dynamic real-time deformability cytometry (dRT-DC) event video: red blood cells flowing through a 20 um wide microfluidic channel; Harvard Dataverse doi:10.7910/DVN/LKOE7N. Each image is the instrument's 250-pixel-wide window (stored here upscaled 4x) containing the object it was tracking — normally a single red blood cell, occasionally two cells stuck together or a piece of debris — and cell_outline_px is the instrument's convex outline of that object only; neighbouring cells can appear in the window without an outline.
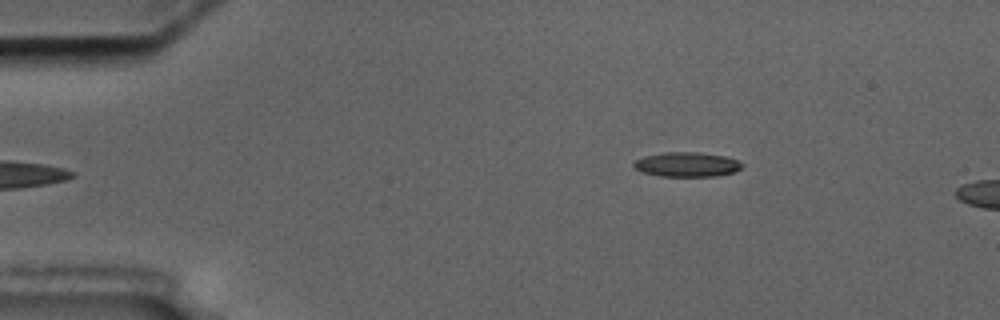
{"species": "common noctule bat (a hibernating species)", "species_latin": "Nyctalus noctula", "temperature_condition": "cold", "stored_images_in_passage": 5, "camera_frame_rate_fps": 3000, "um_per_image_px": 0.085, "animal": {"sex": "male", "body_mass_g": 17.5, "forearm_length_mm": 52.3}, "frame": {"image": 1, "passage_image": 5, "time_ms": 4.333, "image_size_px": [1000, 320], "cell_outline_px": [[744, 164], [740, 168], [732, 172], [716, 176], [660, 176], [644, 172], [636, 168], [632, 164], [636, 160], [644, 156], [664, 152], [696, 152], [724, 156], [736, 160]], "centroid_in_image_um": [58.37, 13.97], "position_along_channel_um": 26.6, "area_um2": 15.26}}